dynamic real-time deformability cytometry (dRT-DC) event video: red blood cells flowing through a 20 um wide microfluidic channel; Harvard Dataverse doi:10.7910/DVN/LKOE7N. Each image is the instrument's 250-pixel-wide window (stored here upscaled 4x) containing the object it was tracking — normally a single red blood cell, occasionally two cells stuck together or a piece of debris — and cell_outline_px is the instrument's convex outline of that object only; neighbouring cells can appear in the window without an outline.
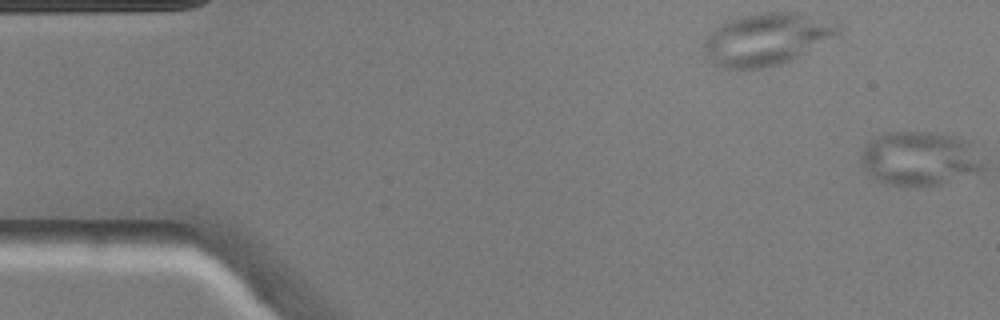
{"species": "common noctule bat (a hibernating species)", "species_latin": "Nyctalus noctula", "temperature_condition": "warm", "stored_images_in_passage": 2, "segment_of_instrument_passage": [1, 2], "camera_frame_rate_fps": 3000, "um_per_image_px": 0.085, "animal": {"sex": "male", "body_mass_g": 20.5, "forearm_length_mm": 52.5}, "frame": {"image": 1, "passage_image": 1, "time_ms": 0.0, "image_size_px": [1000, 320], "cell_outline_px": [[840, 36], [792, 60], [780, 64], [760, 68], [720, 68], [712, 64], [704, 48], [704, 40], [720, 24], [728, 20], [740, 16], [756, 12], [792, 12], [840, 20]], "centroid_in_image_um": [65.27, 3.3], "position_along_channel_um": 19.7, "area_um2": 41.44}}